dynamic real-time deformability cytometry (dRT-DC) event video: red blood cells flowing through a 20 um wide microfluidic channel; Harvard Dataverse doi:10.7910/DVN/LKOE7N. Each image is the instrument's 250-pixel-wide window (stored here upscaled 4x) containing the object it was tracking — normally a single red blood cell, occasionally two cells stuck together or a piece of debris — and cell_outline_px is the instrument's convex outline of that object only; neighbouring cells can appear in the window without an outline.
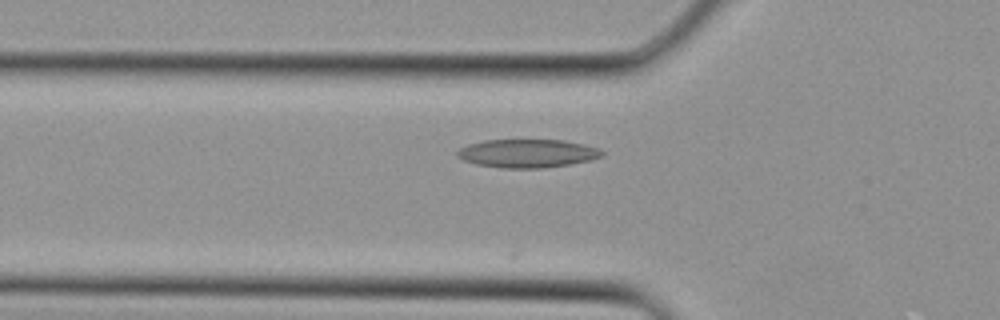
{"species": "Egyptian fruit bat (a non-hibernating species)", "species_latin": "Rousettus aegyptiacus", "temperature_condition": "cold", "stored_images_in_passage": 3, "camera_frame_rate_fps": 3000, "um_per_image_px": 0.085, "animal": {"sex": "female"}, "frame": {"image": 1, "passage_image": 3, "time_ms": 0.667, "image_size_px": [1000, 320], "cell_outline_px": [[604, 156], [592, 160], [572, 164], [544, 168], [500, 168], [476, 164], [464, 160], [456, 156], [456, 152], [460, 148], [468, 144], [484, 140], [564, 140], [584, 144], [600, 148], [604, 152]], "centroid_in_image_um": [44.87, 13.04], "position_along_channel_um": 80.9, "area_um2": 24.22}}